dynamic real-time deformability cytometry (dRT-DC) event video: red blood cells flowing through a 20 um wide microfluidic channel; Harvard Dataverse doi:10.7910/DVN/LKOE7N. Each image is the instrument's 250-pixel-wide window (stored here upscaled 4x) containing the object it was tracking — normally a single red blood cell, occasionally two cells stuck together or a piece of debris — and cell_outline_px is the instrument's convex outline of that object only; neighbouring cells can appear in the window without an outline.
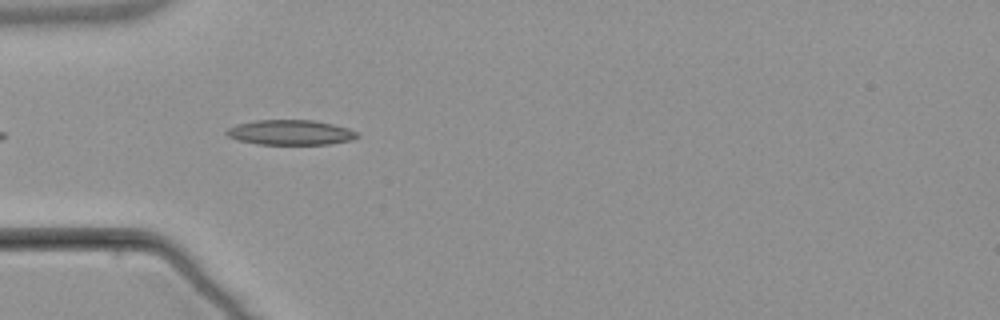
{"species": "common noctule bat (a hibernating species)", "species_latin": "Nyctalus noctula", "temperature_condition": "warm", "stored_images_in_passage": 3, "camera_frame_rate_fps": 3000, "um_per_image_px": 0.085, "animal": {"sex": "male", "body_mass_g": 21.5, "forearm_length_mm": 52.0}, "frame": {"image": 1, "passage_image": 3, "time_ms": 2.333, "image_size_px": [1000, 320], "cell_outline_px": [[360, 136], [352, 140], [332, 144], [260, 144], [236, 140], [228, 136], [224, 132], [228, 128], [236, 124], [256, 120], [312, 120], [332, 124], [348, 128], [360, 132]], "centroid_in_image_um": [24.71, 11.26], "position_along_channel_um": 60.3, "area_um2": 19.19}}